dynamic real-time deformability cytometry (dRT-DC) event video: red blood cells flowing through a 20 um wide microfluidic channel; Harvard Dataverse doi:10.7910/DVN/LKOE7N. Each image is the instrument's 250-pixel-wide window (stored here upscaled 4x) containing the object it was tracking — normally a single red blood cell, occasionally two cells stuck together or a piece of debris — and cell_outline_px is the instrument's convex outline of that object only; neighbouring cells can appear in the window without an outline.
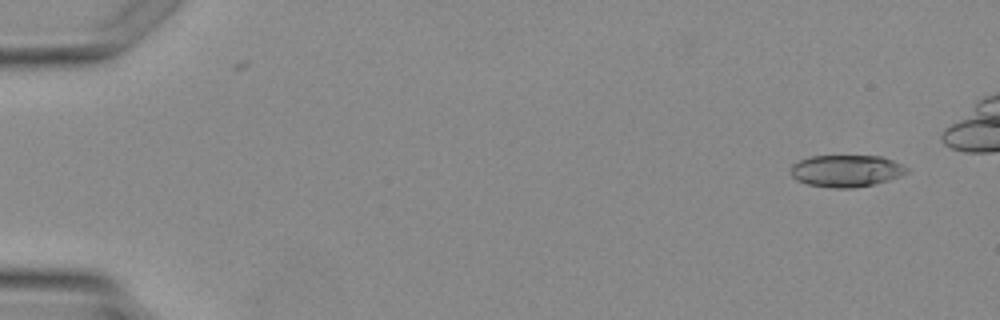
{"species": "Egyptian fruit bat (a non-hibernating species)", "species_latin": "Rousettus aegyptiacus", "temperature_condition": "warm", "stored_images_in_passage": 5, "camera_frame_rate_fps": 3000, "um_per_image_px": 0.085, "animal": {"sex": "female"}, "frame": {"image": 1, "passage_image": 1, "time_ms": 0.0, "image_size_px": [1000, 320], "cell_outline_px": [[908, 172], [900, 176], [876, 184], [856, 188], [832, 188], [808, 184], [796, 180], [792, 176], [792, 164], [808, 156], [880, 156], [892, 160], [908, 168]], "centroid_in_image_um": [71.93, 14.53], "position_along_channel_um": 13.1, "area_um2": 21.62}}